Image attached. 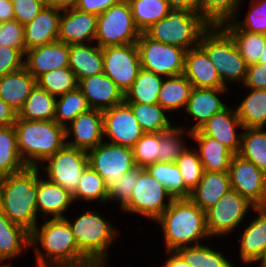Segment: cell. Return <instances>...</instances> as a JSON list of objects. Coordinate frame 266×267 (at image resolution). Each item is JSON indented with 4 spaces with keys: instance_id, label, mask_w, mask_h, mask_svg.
I'll list each match as a JSON object with an SVG mask.
<instances>
[{
    "instance_id": "cell-59",
    "label": "cell",
    "mask_w": 266,
    "mask_h": 267,
    "mask_svg": "<svg viewBox=\"0 0 266 267\" xmlns=\"http://www.w3.org/2000/svg\"><path fill=\"white\" fill-rule=\"evenodd\" d=\"M173 9H188L197 12L198 0H169Z\"/></svg>"
},
{
    "instance_id": "cell-9",
    "label": "cell",
    "mask_w": 266,
    "mask_h": 267,
    "mask_svg": "<svg viewBox=\"0 0 266 267\" xmlns=\"http://www.w3.org/2000/svg\"><path fill=\"white\" fill-rule=\"evenodd\" d=\"M141 68L165 77L184 73L186 50L149 38L144 32L136 42Z\"/></svg>"
},
{
    "instance_id": "cell-21",
    "label": "cell",
    "mask_w": 266,
    "mask_h": 267,
    "mask_svg": "<svg viewBox=\"0 0 266 267\" xmlns=\"http://www.w3.org/2000/svg\"><path fill=\"white\" fill-rule=\"evenodd\" d=\"M62 11L43 7L39 14L24 26L25 50L58 41Z\"/></svg>"
},
{
    "instance_id": "cell-12",
    "label": "cell",
    "mask_w": 266,
    "mask_h": 267,
    "mask_svg": "<svg viewBox=\"0 0 266 267\" xmlns=\"http://www.w3.org/2000/svg\"><path fill=\"white\" fill-rule=\"evenodd\" d=\"M45 162H48L44 168L48 173V180L73 194L83 171L89 165L88 152L65 144Z\"/></svg>"
},
{
    "instance_id": "cell-43",
    "label": "cell",
    "mask_w": 266,
    "mask_h": 267,
    "mask_svg": "<svg viewBox=\"0 0 266 267\" xmlns=\"http://www.w3.org/2000/svg\"><path fill=\"white\" fill-rule=\"evenodd\" d=\"M58 97L60 100H56L54 121L64 128L68 127L67 122L71 123L79 114L91 109L78 87Z\"/></svg>"
},
{
    "instance_id": "cell-46",
    "label": "cell",
    "mask_w": 266,
    "mask_h": 267,
    "mask_svg": "<svg viewBox=\"0 0 266 267\" xmlns=\"http://www.w3.org/2000/svg\"><path fill=\"white\" fill-rule=\"evenodd\" d=\"M72 195L73 200L82 198L91 201L96 199L101 203L108 200V190L104 179L90 165L83 171L77 189Z\"/></svg>"
},
{
    "instance_id": "cell-6",
    "label": "cell",
    "mask_w": 266,
    "mask_h": 267,
    "mask_svg": "<svg viewBox=\"0 0 266 267\" xmlns=\"http://www.w3.org/2000/svg\"><path fill=\"white\" fill-rule=\"evenodd\" d=\"M217 69L222 84L226 81L244 83L248 65L232 37L221 26H210L202 35L198 44Z\"/></svg>"
},
{
    "instance_id": "cell-52",
    "label": "cell",
    "mask_w": 266,
    "mask_h": 267,
    "mask_svg": "<svg viewBox=\"0 0 266 267\" xmlns=\"http://www.w3.org/2000/svg\"><path fill=\"white\" fill-rule=\"evenodd\" d=\"M9 46L25 54L24 26L17 20L0 22V46Z\"/></svg>"
},
{
    "instance_id": "cell-30",
    "label": "cell",
    "mask_w": 266,
    "mask_h": 267,
    "mask_svg": "<svg viewBox=\"0 0 266 267\" xmlns=\"http://www.w3.org/2000/svg\"><path fill=\"white\" fill-rule=\"evenodd\" d=\"M69 68L77 81L103 72L102 48L98 45H69Z\"/></svg>"
},
{
    "instance_id": "cell-33",
    "label": "cell",
    "mask_w": 266,
    "mask_h": 267,
    "mask_svg": "<svg viewBox=\"0 0 266 267\" xmlns=\"http://www.w3.org/2000/svg\"><path fill=\"white\" fill-rule=\"evenodd\" d=\"M221 28L232 37L248 66L258 63L266 44L265 34L243 31L232 21L222 25Z\"/></svg>"
},
{
    "instance_id": "cell-55",
    "label": "cell",
    "mask_w": 266,
    "mask_h": 267,
    "mask_svg": "<svg viewBox=\"0 0 266 267\" xmlns=\"http://www.w3.org/2000/svg\"><path fill=\"white\" fill-rule=\"evenodd\" d=\"M244 85L249 89H266V63L249 65Z\"/></svg>"
},
{
    "instance_id": "cell-16",
    "label": "cell",
    "mask_w": 266,
    "mask_h": 267,
    "mask_svg": "<svg viewBox=\"0 0 266 267\" xmlns=\"http://www.w3.org/2000/svg\"><path fill=\"white\" fill-rule=\"evenodd\" d=\"M102 114L104 135L110 138L109 143L132 148L145 133L125 101Z\"/></svg>"
},
{
    "instance_id": "cell-7",
    "label": "cell",
    "mask_w": 266,
    "mask_h": 267,
    "mask_svg": "<svg viewBox=\"0 0 266 267\" xmlns=\"http://www.w3.org/2000/svg\"><path fill=\"white\" fill-rule=\"evenodd\" d=\"M71 227L79 251L94 265L105 266L108 247L116 238L111 224L95 211H86L72 223Z\"/></svg>"
},
{
    "instance_id": "cell-56",
    "label": "cell",
    "mask_w": 266,
    "mask_h": 267,
    "mask_svg": "<svg viewBox=\"0 0 266 267\" xmlns=\"http://www.w3.org/2000/svg\"><path fill=\"white\" fill-rule=\"evenodd\" d=\"M119 1L120 0H78L75 8L98 16L111 6L116 5Z\"/></svg>"
},
{
    "instance_id": "cell-29",
    "label": "cell",
    "mask_w": 266,
    "mask_h": 267,
    "mask_svg": "<svg viewBox=\"0 0 266 267\" xmlns=\"http://www.w3.org/2000/svg\"><path fill=\"white\" fill-rule=\"evenodd\" d=\"M73 201V195L69 191L48 179H40L38 175L37 213L40 210L44 215H53V219L65 218L62 214Z\"/></svg>"
},
{
    "instance_id": "cell-40",
    "label": "cell",
    "mask_w": 266,
    "mask_h": 267,
    "mask_svg": "<svg viewBox=\"0 0 266 267\" xmlns=\"http://www.w3.org/2000/svg\"><path fill=\"white\" fill-rule=\"evenodd\" d=\"M243 130L238 155L251 161L266 174V131H263V127Z\"/></svg>"
},
{
    "instance_id": "cell-13",
    "label": "cell",
    "mask_w": 266,
    "mask_h": 267,
    "mask_svg": "<svg viewBox=\"0 0 266 267\" xmlns=\"http://www.w3.org/2000/svg\"><path fill=\"white\" fill-rule=\"evenodd\" d=\"M255 206L237 191L230 189L206 211V227L211 236L231 233Z\"/></svg>"
},
{
    "instance_id": "cell-26",
    "label": "cell",
    "mask_w": 266,
    "mask_h": 267,
    "mask_svg": "<svg viewBox=\"0 0 266 267\" xmlns=\"http://www.w3.org/2000/svg\"><path fill=\"white\" fill-rule=\"evenodd\" d=\"M258 217L246 227L241 237V259L244 263L258 262L266 251V206L254 207Z\"/></svg>"
},
{
    "instance_id": "cell-47",
    "label": "cell",
    "mask_w": 266,
    "mask_h": 267,
    "mask_svg": "<svg viewBox=\"0 0 266 267\" xmlns=\"http://www.w3.org/2000/svg\"><path fill=\"white\" fill-rule=\"evenodd\" d=\"M183 128L171 126L169 129L159 132L158 161L176 163L178 157L186 149L182 141ZM181 137V138H180ZM183 142V143H182Z\"/></svg>"
},
{
    "instance_id": "cell-49",
    "label": "cell",
    "mask_w": 266,
    "mask_h": 267,
    "mask_svg": "<svg viewBox=\"0 0 266 267\" xmlns=\"http://www.w3.org/2000/svg\"><path fill=\"white\" fill-rule=\"evenodd\" d=\"M137 167L146 168L158 161L159 133H144L132 147Z\"/></svg>"
},
{
    "instance_id": "cell-34",
    "label": "cell",
    "mask_w": 266,
    "mask_h": 267,
    "mask_svg": "<svg viewBox=\"0 0 266 267\" xmlns=\"http://www.w3.org/2000/svg\"><path fill=\"white\" fill-rule=\"evenodd\" d=\"M192 89L193 86L183 74L166 77L161 84L158 104L169 112L186 108Z\"/></svg>"
},
{
    "instance_id": "cell-64",
    "label": "cell",
    "mask_w": 266,
    "mask_h": 267,
    "mask_svg": "<svg viewBox=\"0 0 266 267\" xmlns=\"http://www.w3.org/2000/svg\"><path fill=\"white\" fill-rule=\"evenodd\" d=\"M34 1L41 4L43 7H49V0H34Z\"/></svg>"
},
{
    "instance_id": "cell-54",
    "label": "cell",
    "mask_w": 266,
    "mask_h": 267,
    "mask_svg": "<svg viewBox=\"0 0 266 267\" xmlns=\"http://www.w3.org/2000/svg\"><path fill=\"white\" fill-rule=\"evenodd\" d=\"M14 10V20L23 26L30 23L41 11L43 6L34 0H11Z\"/></svg>"
},
{
    "instance_id": "cell-65",
    "label": "cell",
    "mask_w": 266,
    "mask_h": 267,
    "mask_svg": "<svg viewBox=\"0 0 266 267\" xmlns=\"http://www.w3.org/2000/svg\"><path fill=\"white\" fill-rule=\"evenodd\" d=\"M260 262H261L260 267H266V251H265L263 257L261 258Z\"/></svg>"
},
{
    "instance_id": "cell-42",
    "label": "cell",
    "mask_w": 266,
    "mask_h": 267,
    "mask_svg": "<svg viewBox=\"0 0 266 267\" xmlns=\"http://www.w3.org/2000/svg\"><path fill=\"white\" fill-rule=\"evenodd\" d=\"M145 133H159L171 127L165 109L157 104L127 103Z\"/></svg>"
},
{
    "instance_id": "cell-25",
    "label": "cell",
    "mask_w": 266,
    "mask_h": 267,
    "mask_svg": "<svg viewBox=\"0 0 266 267\" xmlns=\"http://www.w3.org/2000/svg\"><path fill=\"white\" fill-rule=\"evenodd\" d=\"M227 88H195L193 87L186 111L197 120L191 132L199 130L214 114L221 112L227 106L217 97Z\"/></svg>"
},
{
    "instance_id": "cell-36",
    "label": "cell",
    "mask_w": 266,
    "mask_h": 267,
    "mask_svg": "<svg viewBox=\"0 0 266 267\" xmlns=\"http://www.w3.org/2000/svg\"><path fill=\"white\" fill-rule=\"evenodd\" d=\"M245 128L264 127L266 124V89H251L249 95L236 108Z\"/></svg>"
},
{
    "instance_id": "cell-23",
    "label": "cell",
    "mask_w": 266,
    "mask_h": 267,
    "mask_svg": "<svg viewBox=\"0 0 266 267\" xmlns=\"http://www.w3.org/2000/svg\"><path fill=\"white\" fill-rule=\"evenodd\" d=\"M243 128L238 118L237 111L226 107L221 112L214 114L206 121L199 131L209 137H212L228 147L234 154H238L241 145L242 132L236 134L235 128ZM238 135V136H237Z\"/></svg>"
},
{
    "instance_id": "cell-39",
    "label": "cell",
    "mask_w": 266,
    "mask_h": 267,
    "mask_svg": "<svg viewBox=\"0 0 266 267\" xmlns=\"http://www.w3.org/2000/svg\"><path fill=\"white\" fill-rule=\"evenodd\" d=\"M145 169L166 188L173 199L190 197L191 191L184 185L176 163L157 161Z\"/></svg>"
},
{
    "instance_id": "cell-28",
    "label": "cell",
    "mask_w": 266,
    "mask_h": 267,
    "mask_svg": "<svg viewBox=\"0 0 266 267\" xmlns=\"http://www.w3.org/2000/svg\"><path fill=\"white\" fill-rule=\"evenodd\" d=\"M231 189L228 172L204 171L202 179L191 191L190 199L203 211L211 208Z\"/></svg>"
},
{
    "instance_id": "cell-8",
    "label": "cell",
    "mask_w": 266,
    "mask_h": 267,
    "mask_svg": "<svg viewBox=\"0 0 266 267\" xmlns=\"http://www.w3.org/2000/svg\"><path fill=\"white\" fill-rule=\"evenodd\" d=\"M141 32L136 27L127 0H120L97 17L95 40L101 48L107 46L134 44Z\"/></svg>"
},
{
    "instance_id": "cell-51",
    "label": "cell",
    "mask_w": 266,
    "mask_h": 267,
    "mask_svg": "<svg viewBox=\"0 0 266 267\" xmlns=\"http://www.w3.org/2000/svg\"><path fill=\"white\" fill-rule=\"evenodd\" d=\"M251 1V8L243 22H232L241 30L266 35V0Z\"/></svg>"
},
{
    "instance_id": "cell-24",
    "label": "cell",
    "mask_w": 266,
    "mask_h": 267,
    "mask_svg": "<svg viewBox=\"0 0 266 267\" xmlns=\"http://www.w3.org/2000/svg\"><path fill=\"white\" fill-rule=\"evenodd\" d=\"M189 137L199 145V158L204 171L228 172L234 153L216 139L202 134L199 130L190 131Z\"/></svg>"
},
{
    "instance_id": "cell-61",
    "label": "cell",
    "mask_w": 266,
    "mask_h": 267,
    "mask_svg": "<svg viewBox=\"0 0 266 267\" xmlns=\"http://www.w3.org/2000/svg\"><path fill=\"white\" fill-rule=\"evenodd\" d=\"M169 256L163 267H191L176 251L169 252Z\"/></svg>"
},
{
    "instance_id": "cell-1",
    "label": "cell",
    "mask_w": 266,
    "mask_h": 267,
    "mask_svg": "<svg viewBox=\"0 0 266 267\" xmlns=\"http://www.w3.org/2000/svg\"><path fill=\"white\" fill-rule=\"evenodd\" d=\"M46 251L48 261L36 246ZM30 246L35 247L38 267H101L94 266L80 251L66 218L45 220L40 229L30 233Z\"/></svg>"
},
{
    "instance_id": "cell-22",
    "label": "cell",
    "mask_w": 266,
    "mask_h": 267,
    "mask_svg": "<svg viewBox=\"0 0 266 267\" xmlns=\"http://www.w3.org/2000/svg\"><path fill=\"white\" fill-rule=\"evenodd\" d=\"M183 75L195 88H227L199 45L186 51Z\"/></svg>"
},
{
    "instance_id": "cell-17",
    "label": "cell",
    "mask_w": 266,
    "mask_h": 267,
    "mask_svg": "<svg viewBox=\"0 0 266 267\" xmlns=\"http://www.w3.org/2000/svg\"><path fill=\"white\" fill-rule=\"evenodd\" d=\"M91 109L105 111L124 102V93L104 72L78 81Z\"/></svg>"
},
{
    "instance_id": "cell-5",
    "label": "cell",
    "mask_w": 266,
    "mask_h": 267,
    "mask_svg": "<svg viewBox=\"0 0 266 267\" xmlns=\"http://www.w3.org/2000/svg\"><path fill=\"white\" fill-rule=\"evenodd\" d=\"M210 26L194 11L173 9L166 17L152 24L144 33L163 44L175 45L186 51L199 44L201 35Z\"/></svg>"
},
{
    "instance_id": "cell-4",
    "label": "cell",
    "mask_w": 266,
    "mask_h": 267,
    "mask_svg": "<svg viewBox=\"0 0 266 267\" xmlns=\"http://www.w3.org/2000/svg\"><path fill=\"white\" fill-rule=\"evenodd\" d=\"M14 129L20 157L29 167H38L66 144L65 128L54 120L17 118Z\"/></svg>"
},
{
    "instance_id": "cell-38",
    "label": "cell",
    "mask_w": 266,
    "mask_h": 267,
    "mask_svg": "<svg viewBox=\"0 0 266 267\" xmlns=\"http://www.w3.org/2000/svg\"><path fill=\"white\" fill-rule=\"evenodd\" d=\"M130 4L134 23L142 33L152 24L166 17L173 8L169 0H127Z\"/></svg>"
},
{
    "instance_id": "cell-58",
    "label": "cell",
    "mask_w": 266,
    "mask_h": 267,
    "mask_svg": "<svg viewBox=\"0 0 266 267\" xmlns=\"http://www.w3.org/2000/svg\"><path fill=\"white\" fill-rule=\"evenodd\" d=\"M14 20V10L11 0H0V22Z\"/></svg>"
},
{
    "instance_id": "cell-50",
    "label": "cell",
    "mask_w": 266,
    "mask_h": 267,
    "mask_svg": "<svg viewBox=\"0 0 266 267\" xmlns=\"http://www.w3.org/2000/svg\"><path fill=\"white\" fill-rule=\"evenodd\" d=\"M141 167H135L131 171L126 172L118 178L116 183H113L108 190V201L119 200L121 208H123L131 199V196L139 178Z\"/></svg>"
},
{
    "instance_id": "cell-19",
    "label": "cell",
    "mask_w": 266,
    "mask_h": 267,
    "mask_svg": "<svg viewBox=\"0 0 266 267\" xmlns=\"http://www.w3.org/2000/svg\"><path fill=\"white\" fill-rule=\"evenodd\" d=\"M25 55L24 67L35 79L46 72L69 67V45L60 41L32 48Z\"/></svg>"
},
{
    "instance_id": "cell-44",
    "label": "cell",
    "mask_w": 266,
    "mask_h": 267,
    "mask_svg": "<svg viewBox=\"0 0 266 267\" xmlns=\"http://www.w3.org/2000/svg\"><path fill=\"white\" fill-rule=\"evenodd\" d=\"M191 267H234L221 252L208 246L188 245L176 251Z\"/></svg>"
},
{
    "instance_id": "cell-11",
    "label": "cell",
    "mask_w": 266,
    "mask_h": 267,
    "mask_svg": "<svg viewBox=\"0 0 266 267\" xmlns=\"http://www.w3.org/2000/svg\"><path fill=\"white\" fill-rule=\"evenodd\" d=\"M88 159L89 165L104 179L107 189L136 167L132 148L109 142L89 150Z\"/></svg>"
},
{
    "instance_id": "cell-66",
    "label": "cell",
    "mask_w": 266,
    "mask_h": 267,
    "mask_svg": "<svg viewBox=\"0 0 266 267\" xmlns=\"http://www.w3.org/2000/svg\"><path fill=\"white\" fill-rule=\"evenodd\" d=\"M1 263H2V261H0ZM0 267H11V265H7V266H2V265H0Z\"/></svg>"
},
{
    "instance_id": "cell-18",
    "label": "cell",
    "mask_w": 266,
    "mask_h": 267,
    "mask_svg": "<svg viewBox=\"0 0 266 267\" xmlns=\"http://www.w3.org/2000/svg\"><path fill=\"white\" fill-rule=\"evenodd\" d=\"M65 128L66 139L73 132V141H66V145L85 151H89L103 142V114L100 110L90 109L88 112L79 114Z\"/></svg>"
},
{
    "instance_id": "cell-3",
    "label": "cell",
    "mask_w": 266,
    "mask_h": 267,
    "mask_svg": "<svg viewBox=\"0 0 266 267\" xmlns=\"http://www.w3.org/2000/svg\"><path fill=\"white\" fill-rule=\"evenodd\" d=\"M38 167L27 166L20 172L3 176V214L30 233L37 227Z\"/></svg>"
},
{
    "instance_id": "cell-57",
    "label": "cell",
    "mask_w": 266,
    "mask_h": 267,
    "mask_svg": "<svg viewBox=\"0 0 266 267\" xmlns=\"http://www.w3.org/2000/svg\"><path fill=\"white\" fill-rule=\"evenodd\" d=\"M16 119L17 112L0 98V126H12Z\"/></svg>"
},
{
    "instance_id": "cell-45",
    "label": "cell",
    "mask_w": 266,
    "mask_h": 267,
    "mask_svg": "<svg viewBox=\"0 0 266 267\" xmlns=\"http://www.w3.org/2000/svg\"><path fill=\"white\" fill-rule=\"evenodd\" d=\"M36 84L49 94L57 97L78 87L74 72L69 68H59L40 75Z\"/></svg>"
},
{
    "instance_id": "cell-15",
    "label": "cell",
    "mask_w": 266,
    "mask_h": 267,
    "mask_svg": "<svg viewBox=\"0 0 266 267\" xmlns=\"http://www.w3.org/2000/svg\"><path fill=\"white\" fill-rule=\"evenodd\" d=\"M231 189L255 207L266 206V174L251 161L234 154L228 170Z\"/></svg>"
},
{
    "instance_id": "cell-20",
    "label": "cell",
    "mask_w": 266,
    "mask_h": 267,
    "mask_svg": "<svg viewBox=\"0 0 266 267\" xmlns=\"http://www.w3.org/2000/svg\"><path fill=\"white\" fill-rule=\"evenodd\" d=\"M97 15L76 8L62 11L58 41L67 45L85 44L86 40H95L97 33Z\"/></svg>"
},
{
    "instance_id": "cell-32",
    "label": "cell",
    "mask_w": 266,
    "mask_h": 267,
    "mask_svg": "<svg viewBox=\"0 0 266 267\" xmlns=\"http://www.w3.org/2000/svg\"><path fill=\"white\" fill-rule=\"evenodd\" d=\"M163 77L141 68L137 78L124 94L126 103L157 104Z\"/></svg>"
},
{
    "instance_id": "cell-31",
    "label": "cell",
    "mask_w": 266,
    "mask_h": 267,
    "mask_svg": "<svg viewBox=\"0 0 266 267\" xmlns=\"http://www.w3.org/2000/svg\"><path fill=\"white\" fill-rule=\"evenodd\" d=\"M30 247V232L11 222L0 210V261L18 256Z\"/></svg>"
},
{
    "instance_id": "cell-41",
    "label": "cell",
    "mask_w": 266,
    "mask_h": 267,
    "mask_svg": "<svg viewBox=\"0 0 266 267\" xmlns=\"http://www.w3.org/2000/svg\"><path fill=\"white\" fill-rule=\"evenodd\" d=\"M241 0H198L197 13L209 26H222L236 20Z\"/></svg>"
},
{
    "instance_id": "cell-53",
    "label": "cell",
    "mask_w": 266,
    "mask_h": 267,
    "mask_svg": "<svg viewBox=\"0 0 266 267\" xmlns=\"http://www.w3.org/2000/svg\"><path fill=\"white\" fill-rule=\"evenodd\" d=\"M23 54L16 48L0 46V77L24 66Z\"/></svg>"
},
{
    "instance_id": "cell-35",
    "label": "cell",
    "mask_w": 266,
    "mask_h": 267,
    "mask_svg": "<svg viewBox=\"0 0 266 267\" xmlns=\"http://www.w3.org/2000/svg\"><path fill=\"white\" fill-rule=\"evenodd\" d=\"M56 98L37 84L17 113L23 120H54Z\"/></svg>"
},
{
    "instance_id": "cell-60",
    "label": "cell",
    "mask_w": 266,
    "mask_h": 267,
    "mask_svg": "<svg viewBox=\"0 0 266 267\" xmlns=\"http://www.w3.org/2000/svg\"><path fill=\"white\" fill-rule=\"evenodd\" d=\"M78 0H49V7L60 11L74 9Z\"/></svg>"
},
{
    "instance_id": "cell-27",
    "label": "cell",
    "mask_w": 266,
    "mask_h": 267,
    "mask_svg": "<svg viewBox=\"0 0 266 267\" xmlns=\"http://www.w3.org/2000/svg\"><path fill=\"white\" fill-rule=\"evenodd\" d=\"M36 85V79L23 66L0 77V98L17 113Z\"/></svg>"
},
{
    "instance_id": "cell-10",
    "label": "cell",
    "mask_w": 266,
    "mask_h": 267,
    "mask_svg": "<svg viewBox=\"0 0 266 267\" xmlns=\"http://www.w3.org/2000/svg\"><path fill=\"white\" fill-rule=\"evenodd\" d=\"M166 197L169 200L167 204L164 203ZM172 200L166 188L142 168L131 199L122 209L156 221L170 206Z\"/></svg>"
},
{
    "instance_id": "cell-37",
    "label": "cell",
    "mask_w": 266,
    "mask_h": 267,
    "mask_svg": "<svg viewBox=\"0 0 266 267\" xmlns=\"http://www.w3.org/2000/svg\"><path fill=\"white\" fill-rule=\"evenodd\" d=\"M26 167L20 157L14 125L0 126V176L20 172Z\"/></svg>"
},
{
    "instance_id": "cell-48",
    "label": "cell",
    "mask_w": 266,
    "mask_h": 267,
    "mask_svg": "<svg viewBox=\"0 0 266 267\" xmlns=\"http://www.w3.org/2000/svg\"><path fill=\"white\" fill-rule=\"evenodd\" d=\"M176 165L179 168L184 185L192 191L202 179L204 172L198 151L186 148L178 157Z\"/></svg>"
},
{
    "instance_id": "cell-14",
    "label": "cell",
    "mask_w": 266,
    "mask_h": 267,
    "mask_svg": "<svg viewBox=\"0 0 266 267\" xmlns=\"http://www.w3.org/2000/svg\"><path fill=\"white\" fill-rule=\"evenodd\" d=\"M103 72L125 92L131 87L141 69L139 53L134 44L102 48Z\"/></svg>"
},
{
    "instance_id": "cell-63",
    "label": "cell",
    "mask_w": 266,
    "mask_h": 267,
    "mask_svg": "<svg viewBox=\"0 0 266 267\" xmlns=\"http://www.w3.org/2000/svg\"><path fill=\"white\" fill-rule=\"evenodd\" d=\"M258 63H266V44L263 48L262 56L259 58Z\"/></svg>"
},
{
    "instance_id": "cell-2",
    "label": "cell",
    "mask_w": 266,
    "mask_h": 267,
    "mask_svg": "<svg viewBox=\"0 0 266 267\" xmlns=\"http://www.w3.org/2000/svg\"><path fill=\"white\" fill-rule=\"evenodd\" d=\"M156 221L162 226L169 252L187 247V244L195 241L194 245H199V239L210 236L206 227V212L190 198L173 199Z\"/></svg>"
},
{
    "instance_id": "cell-62",
    "label": "cell",
    "mask_w": 266,
    "mask_h": 267,
    "mask_svg": "<svg viewBox=\"0 0 266 267\" xmlns=\"http://www.w3.org/2000/svg\"><path fill=\"white\" fill-rule=\"evenodd\" d=\"M2 197H3V176H0V210L2 209Z\"/></svg>"
}]
</instances>
